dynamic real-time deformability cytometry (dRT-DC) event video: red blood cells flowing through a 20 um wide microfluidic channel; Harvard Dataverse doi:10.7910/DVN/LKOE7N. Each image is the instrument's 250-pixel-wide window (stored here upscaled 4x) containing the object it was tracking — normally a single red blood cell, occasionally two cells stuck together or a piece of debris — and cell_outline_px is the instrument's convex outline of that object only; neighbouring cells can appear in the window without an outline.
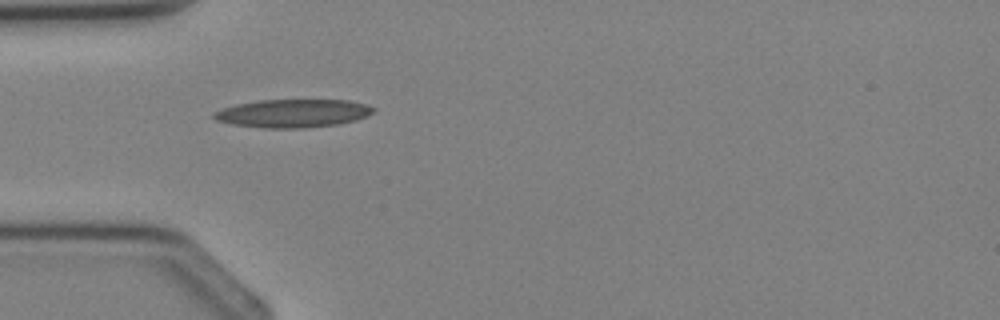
{"species": "Egyptian fruit bat (a non-hibernating species)", "species_latin": "Rousettus aegyptiacus", "temperature_condition": "cold", "stored_images_in_passage": 4, "camera_frame_rate_fps": 3000, "um_per_image_px": 0.085, "animal": {"sex": "female"}, "frame": {"image": 1, "passage_image": 3, "time_ms": 2.667, "image_size_px": [1000, 320], "cell_outline_px": [[376, 108], [368, 116], [356, 120], [336, 124], [304, 128], [264, 128], [232, 124], [216, 120], [212, 116], [212, 112], [236, 104], [260, 100], [348, 100], [368, 104]], "centroid_in_image_um": [24.91, 9.63], "position_along_channel_um": 60.1, "area_um2": 26.24}}
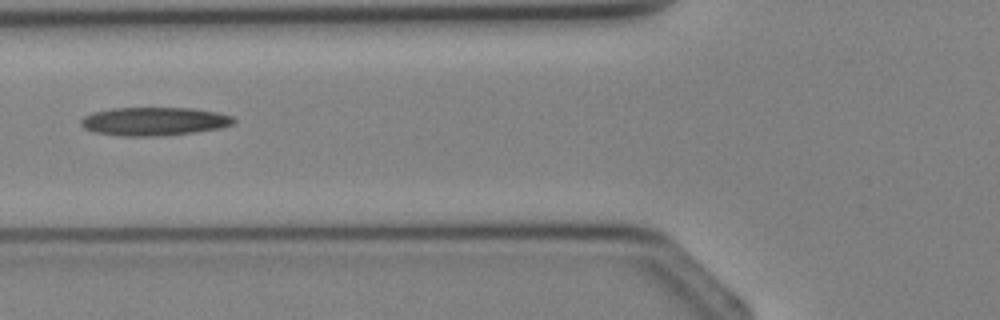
{"frame": {"image": 2, "passage_image": 4, "time_ms": 3.667, "image_size_px": [1000, 320], "cell_outline_px": [[236, 120], [232, 124], [220, 128], [196, 132], [160, 136], [120, 136], [92, 132], [84, 128], [80, 124], [80, 120], [84, 116], [92, 112], [112, 108], [192, 108], [216, 112], [232, 116]], "centroid_in_image_um": [13.06, 10.32], "position_along_channel_um": 112.7, "area_um2": 25.43}}